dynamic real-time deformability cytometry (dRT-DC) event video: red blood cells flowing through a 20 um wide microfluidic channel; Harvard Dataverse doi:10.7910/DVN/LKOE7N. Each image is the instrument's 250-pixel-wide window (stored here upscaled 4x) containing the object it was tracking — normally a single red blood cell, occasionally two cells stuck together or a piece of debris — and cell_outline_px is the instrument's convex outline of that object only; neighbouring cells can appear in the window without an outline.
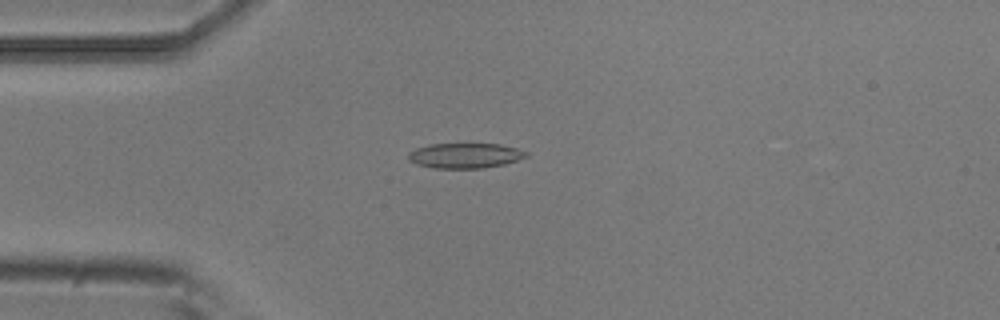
{"species": "common noctule bat (a hibernating species)", "species_latin": "Nyctalus noctula", "temperature_condition": "room temperature", "stored_images_in_passage": 4, "camera_frame_rate_fps": 3000, "um_per_image_px": 0.085, "animal": {"sex": "male", "body_mass_g": 20.5, "forearm_length_mm": 52.5}, "frame": {"image": 1, "passage_image": 4, "time_ms": 1.0, "image_size_px": [1000, 320], "cell_outline_px": [[528, 156], [504, 164], [484, 168], [432, 168], [416, 164], [408, 160], [408, 152], [416, 148], [428, 144], [500, 144], [516, 148], [528, 152]], "centroid_in_image_um": [39.5, 13.22], "position_along_channel_um": 45.5, "area_um2": 17.28}}